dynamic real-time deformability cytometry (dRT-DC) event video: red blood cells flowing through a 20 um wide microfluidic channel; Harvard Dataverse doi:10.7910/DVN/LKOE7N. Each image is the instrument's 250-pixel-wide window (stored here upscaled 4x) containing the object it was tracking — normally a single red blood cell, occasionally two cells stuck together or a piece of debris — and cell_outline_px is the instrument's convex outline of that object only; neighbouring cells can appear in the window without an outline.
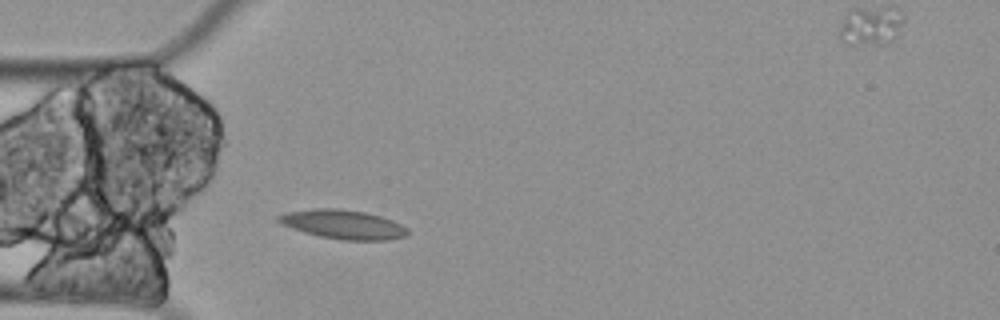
{"species": "Egyptian fruit bat (a non-hibernating species)", "species_latin": "Rousettus aegyptiacus", "temperature_condition": "cold", "stored_images_in_passage": 4, "segment_of_instrument_passage": [1, 2], "camera_frame_rate_fps": 3000, "um_per_image_px": 0.085, "animal": {"sex": "female"}, "frame": {"image": 1, "passage_image": 3, "time_ms": 0.667, "image_size_px": [1000, 320], "cell_outline_px": [[408, 236], [388, 240], [340, 240], [320, 236], [304, 232], [292, 228], [276, 220], [276, 216], [288, 212], [316, 208], [336, 208], [364, 212], [380, 216], [392, 220], [408, 228]], "centroid_in_image_um": [29.19, 19.08], "position_along_channel_um": 55.8, "area_um2": 21.79}}